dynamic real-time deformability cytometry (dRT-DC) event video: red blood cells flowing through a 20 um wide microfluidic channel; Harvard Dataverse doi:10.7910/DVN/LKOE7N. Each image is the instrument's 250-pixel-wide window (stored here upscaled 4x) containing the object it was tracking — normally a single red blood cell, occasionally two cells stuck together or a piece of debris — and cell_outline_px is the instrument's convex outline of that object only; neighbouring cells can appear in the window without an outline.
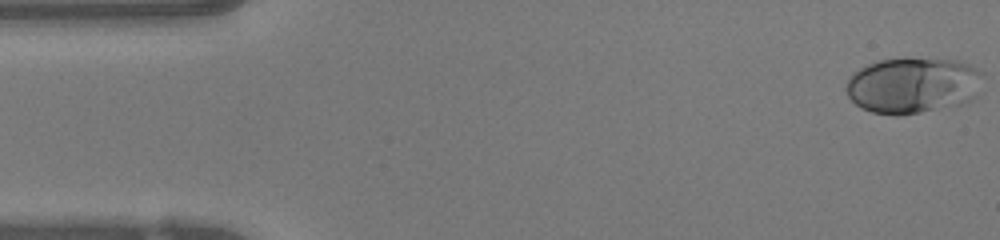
{"species": "human", "species_latin": "Homo sapiens", "temperature_condition": "warm", "stored_images_in_passage": 48, "camera_frame_rate_fps": 3000, "um_per_image_px": 0.085, "donor": {"sex": "female"}, "frame": {"image": 1, "passage_image": 1, "time_ms": 0.0, "image_size_px": [1000, 240], "cell_outline_px": [[984, 72], [972, 100], [960, 104], [900, 116], [896, 116], [872, 112], [860, 108], [848, 96], [844, 88], [848, 76], [860, 68], [868, 64], [880, 60], [956, 60], [968, 64]], "centroid_in_image_um": [77.54, 7.28], "position_along_channel_um": 7.5, "area_um2": 44.16}}
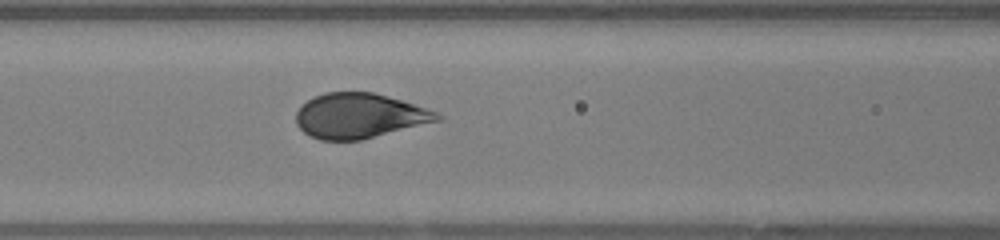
{"frame": {"image": 2, "passage_image": 19, "time_ms": 6.0, "image_size_px": [1000, 240], "cell_outline_px": [[444, 116], [440, 120], [360, 140], [320, 140], [304, 132], [296, 124], [296, 112], [300, 104], [316, 96], [328, 92], [372, 92], [400, 100], [436, 112]], "centroid_in_image_um": [30.5, 9.84], "position_along_channel_um": 136.1, "area_um2": 36.47}}
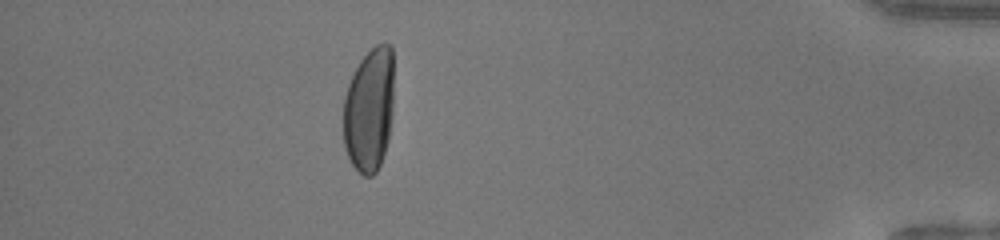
{"frame": {"image": 3, "passage_image": 42, "time_ms": 13.667, "image_size_px": [1000, 240], "cell_outline_px": [[392, 116], [388, 140], [380, 164], [376, 172], [372, 176], [364, 176], [352, 164], [344, 148], [344, 96], [348, 84], [360, 60], [376, 44], [392, 44]], "centroid_in_image_um": [31.38, 9.33], "position_along_channel_um": 403.8, "area_um2": 36.36}, "authors_computed_cell_mechanics": {"area_um2": 38.4081, "velocity_mm_per_s": 4.2067, "shape_relaxation_time_tau1_ms": 3.161, "shape_relaxation_time_tau2_ms": null, "deformation_change_tau1": 0.202, "deformation_change_tau2": null}}